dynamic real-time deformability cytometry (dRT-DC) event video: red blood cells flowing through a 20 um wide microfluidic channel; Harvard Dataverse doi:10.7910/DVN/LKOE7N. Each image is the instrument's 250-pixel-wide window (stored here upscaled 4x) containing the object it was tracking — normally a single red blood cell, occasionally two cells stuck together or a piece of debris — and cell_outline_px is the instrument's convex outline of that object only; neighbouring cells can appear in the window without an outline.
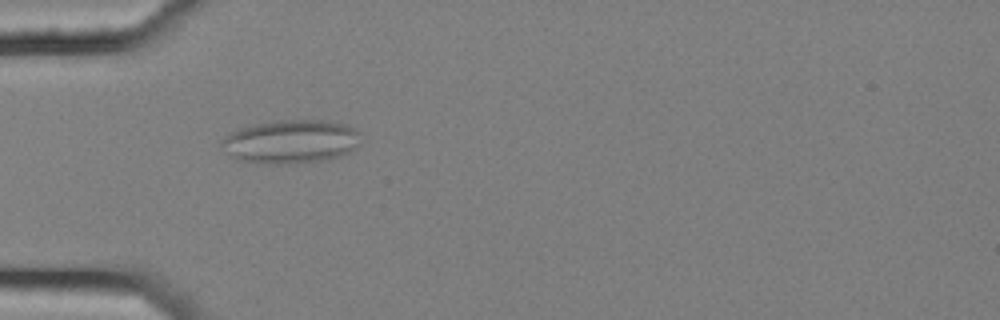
{"species": "common noctule bat (a hibernating species)", "species_latin": "Nyctalus noctula", "temperature_condition": "cold", "stored_images_in_passage": 5, "camera_frame_rate_fps": 3000, "um_per_image_px": 0.085, "animal": {"sex": "female", "body_mass_g": 25.1}, "frame": {"image": 1, "passage_image": 4, "time_ms": 1.0, "image_size_px": [1000, 320], "cell_outline_px": [[360, 144], [356, 148], [340, 156], [320, 160], [288, 164], [268, 164], [236, 160], [220, 144], [220, 140], [224, 136], [240, 128], [256, 124], [280, 120], [324, 120], [348, 124], [356, 128], [360, 132]], "centroid_in_image_um": [24.76, 12.03], "position_along_channel_um": 60.2, "area_um2": 35.49}}